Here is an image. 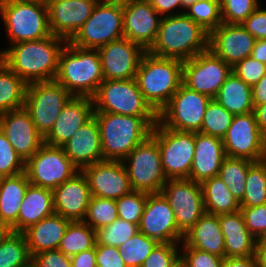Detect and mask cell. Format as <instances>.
Returning a JSON list of instances; mask_svg holds the SVG:
<instances>
[{
  "label": "cell",
  "mask_w": 266,
  "mask_h": 267,
  "mask_svg": "<svg viewBox=\"0 0 266 267\" xmlns=\"http://www.w3.org/2000/svg\"><path fill=\"white\" fill-rule=\"evenodd\" d=\"M67 42L52 34L40 40L12 44L0 52V59L27 84L52 81L57 76L59 57Z\"/></svg>",
  "instance_id": "cell-1"
},
{
  "label": "cell",
  "mask_w": 266,
  "mask_h": 267,
  "mask_svg": "<svg viewBox=\"0 0 266 267\" xmlns=\"http://www.w3.org/2000/svg\"><path fill=\"white\" fill-rule=\"evenodd\" d=\"M209 33L183 13L162 16L155 43L148 52L186 61L208 49Z\"/></svg>",
  "instance_id": "cell-2"
},
{
  "label": "cell",
  "mask_w": 266,
  "mask_h": 267,
  "mask_svg": "<svg viewBox=\"0 0 266 267\" xmlns=\"http://www.w3.org/2000/svg\"><path fill=\"white\" fill-rule=\"evenodd\" d=\"M135 80L145 101L158 114L182 85L183 61L143 55Z\"/></svg>",
  "instance_id": "cell-3"
},
{
  "label": "cell",
  "mask_w": 266,
  "mask_h": 267,
  "mask_svg": "<svg viewBox=\"0 0 266 267\" xmlns=\"http://www.w3.org/2000/svg\"><path fill=\"white\" fill-rule=\"evenodd\" d=\"M55 80L73 96L92 97L104 81L98 50L82 49L67 42L59 57Z\"/></svg>",
  "instance_id": "cell-4"
},
{
  "label": "cell",
  "mask_w": 266,
  "mask_h": 267,
  "mask_svg": "<svg viewBox=\"0 0 266 267\" xmlns=\"http://www.w3.org/2000/svg\"><path fill=\"white\" fill-rule=\"evenodd\" d=\"M93 116L98 123L103 160L122 161L153 129L143 117L106 112H94Z\"/></svg>",
  "instance_id": "cell-5"
},
{
  "label": "cell",
  "mask_w": 266,
  "mask_h": 267,
  "mask_svg": "<svg viewBox=\"0 0 266 267\" xmlns=\"http://www.w3.org/2000/svg\"><path fill=\"white\" fill-rule=\"evenodd\" d=\"M91 98L94 112L143 117L152 127L158 122V114L145 101L135 78L104 80Z\"/></svg>",
  "instance_id": "cell-6"
},
{
  "label": "cell",
  "mask_w": 266,
  "mask_h": 267,
  "mask_svg": "<svg viewBox=\"0 0 266 267\" xmlns=\"http://www.w3.org/2000/svg\"><path fill=\"white\" fill-rule=\"evenodd\" d=\"M0 12L12 44L52 35L45 1L0 0Z\"/></svg>",
  "instance_id": "cell-7"
},
{
  "label": "cell",
  "mask_w": 266,
  "mask_h": 267,
  "mask_svg": "<svg viewBox=\"0 0 266 267\" xmlns=\"http://www.w3.org/2000/svg\"><path fill=\"white\" fill-rule=\"evenodd\" d=\"M122 37L123 0H99L91 16L68 42L82 49L98 50Z\"/></svg>",
  "instance_id": "cell-8"
},
{
  "label": "cell",
  "mask_w": 266,
  "mask_h": 267,
  "mask_svg": "<svg viewBox=\"0 0 266 267\" xmlns=\"http://www.w3.org/2000/svg\"><path fill=\"white\" fill-rule=\"evenodd\" d=\"M151 136L157 141L167 179H188L195 150V132L177 131L159 121Z\"/></svg>",
  "instance_id": "cell-9"
},
{
  "label": "cell",
  "mask_w": 266,
  "mask_h": 267,
  "mask_svg": "<svg viewBox=\"0 0 266 267\" xmlns=\"http://www.w3.org/2000/svg\"><path fill=\"white\" fill-rule=\"evenodd\" d=\"M122 162L127 170L132 191L161 193L168 179L162 168L158 143L151 135L138 144Z\"/></svg>",
  "instance_id": "cell-10"
},
{
  "label": "cell",
  "mask_w": 266,
  "mask_h": 267,
  "mask_svg": "<svg viewBox=\"0 0 266 267\" xmlns=\"http://www.w3.org/2000/svg\"><path fill=\"white\" fill-rule=\"evenodd\" d=\"M73 95L56 80L28 84L24 108L38 132L45 137Z\"/></svg>",
  "instance_id": "cell-11"
},
{
  "label": "cell",
  "mask_w": 266,
  "mask_h": 267,
  "mask_svg": "<svg viewBox=\"0 0 266 267\" xmlns=\"http://www.w3.org/2000/svg\"><path fill=\"white\" fill-rule=\"evenodd\" d=\"M80 171L62 147L43 144L25 161L24 172L30 184L54 190Z\"/></svg>",
  "instance_id": "cell-12"
},
{
  "label": "cell",
  "mask_w": 266,
  "mask_h": 267,
  "mask_svg": "<svg viewBox=\"0 0 266 267\" xmlns=\"http://www.w3.org/2000/svg\"><path fill=\"white\" fill-rule=\"evenodd\" d=\"M211 98L183 84L158 113V121L177 131L199 132Z\"/></svg>",
  "instance_id": "cell-13"
},
{
  "label": "cell",
  "mask_w": 266,
  "mask_h": 267,
  "mask_svg": "<svg viewBox=\"0 0 266 267\" xmlns=\"http://www.w3.org/2000/svg\"><path fill=\"white\" fill-rule=\"evenodd\" d=\"M231 73L232 67L207 49L183 61L182 84L190 90L214 99Z\"/></svg>",
  "instance_id": "cell-14"
},
{
  "label": "cell",
  "mask_w": 266,
  "mask_h": 267,
  "mask_svg": "<svg viewBox=\"0 0 266 267\" xmlns=\"http://www.w3.org/2000/svg\"><path fill=\"white\" fill-rule=\"evenodd\" d=\"M161 193L171 206L178 230L184 235L205 213L200 183L189 179H168Z\"/></svg>",
  "instance_id": "cell-15"
},
{
  "label": "cell",
  "mask_w": 266,
  "mask_h": 267,
  "mask_svg": "<svg viewBox=\"0 0 266 267\" xmlns=\"http://www.w3.org/2000/svg\"><path fill=\"white\" fill-rule=\"evenodd\" d=\"M222 142L227 157L253 162L264 159L266 138L259 130L254 112L234 115Z\"/></svg>",
  "instance_id": "cell-16"
},
{
  "label": "cell",
  "mask_w": 266,
  "mask_h": 267,
  "mask_svg": "<svg viewBox=\"0 0 266 267\" xmlns=\"http://www.w3.org/2000/svg\"><path fill=\"white\" fill-rule=\"evenodd\" d=\"M104 80L135 78L143 55L147 52L139 44L122 37L98 49Z\"/></svg>",
  "instance_id": "cell-17"
},
{
  "label": "cell",
  "mask_w": 266,
  "mask_h": 267,
  "mask_svg": "<svg viewBox=\"0 0 266 267\" xmlns=\"http://www.w3.org/2000/svg\"><path fill=\"white\" fill-rule=\"evenodd\" d=\"M139 231L158 243L179 244L184 236L178 230L174 212L162 193L147 195Z\"/></svg>",
  "instance_id": "cell-18"
},
{
  "label": "cell",
  "mask_w": 266,
  "mask_h": 267,
  "mask_svg": "<svg viewBox=\"0 0 266 267\" xmlns=\"http://www.w3.org/2000/svg\"><path fill=\"white\" fill-rule=\"evenodd\" d=\"M159 16L147 0H123L124 37L148 51L158 34Z\"/></svg>",
  "instance_id": "cell-19"
},
{
  "label": "cell",
  "mask_w": 266,
  "mask_h": 267,
  "mask_svg": "<svg viewBox=\"0 0 266 267\" xmlns=\"http://www.w3.org/2000/svg\"><path fill=\"white\" fill-rule=\"evenodd\" d=\"M82 172L87 177L91 196L117 200L132 191L122 161L102 160L85 167Z\"/></svg>",
  "instance_id": "cell-20"
},
{
  "label": "cell",
  "mask_w": 266,
  "mask_h": 267,
  "mask_svg": "<svg viewBox=\"0 0 266 267\" xmlns=\"http://www.w3.org/2000/svg\"><path fill=\"white\" fill-rule=\"evenodd\" d=\"M0 130L24 162L44 144V137L24 107L0 114Z\"/></svg>",
  "instance_id": "cell-21"
},
{
  "label": "cell",
  "mask_w": 266,
  "mask_h": 267,
  "mask_svg": "<svg viewBox=\"0 0 266 267\" xmlns=\"http://www.w3.org/2000/svg\"><path fill=\"white\" fill-rule=\"evenodd\" d=\"M255 41L241 24L221 23L209 33L208 49L233 67L251 56Z\"/></svg>",
  "instance_id": "cell-22"
},
{
  "label": "cell",
  "mask_w": 266,
  "mask_h": 267,
  "mask_svg": "<svg viewBox=\"0 0 266 267\" xmlns=\"http://www.w3.org/2000/svg\"><path fill=\"white\" fill-rule=\"evenodd\" d=\"M99 0H46L51 34L69 41L91 16Z\"/></svg>",
  "instance_id": "cell-23"
},
{
  "label": "cell",
  "mask_w": 266,
  "mask_h": 267,
  "mask_svg": "<svg viewBox=\"0 0 266 267\" xmlns=\"http://www.w3.org/2000/svg\"><path fill=\"white\" fill-rule=\"evenodd\" d=\"M94 114L91 97L73 96L61 110L44 143L62 147Z\"/></svg>",
  "instance_id": "cell-24"
},
{
  "label": "cell",
  "mask_w": 266,
  "mask_h": 267,
  "mask_svg": "<svg viewBox=\"0 0 266 267\" xmlns=\"http://www.w3.org/2000/svg\"><path fill=\"white\" fill-rule=\"evenodd\" d=\"M90 198L87 177L79 171L53 190L55 213L70 221H83Z\"/></svg>",
  "instance_id": "cell-25"
},
{
  "label": "cell",
  "mask_w": 266,
  "mask_h": 267,
  "mask_svg": "<svg viewBox=\"0 0 266 267\" xmlns=\"http://www.w3.org/2000/svg\"><path fill=\"white\" fill-rule=\"evenodd\" d=\"M71 162L82 171L103 160L101 138L96 118L93 116L62 146Z\"/></svg>",
  "instance_id": "cell-26"
},
{
  "label": "cell",
  "mask_w": 266,
  "mask_h": 267,
  "mask_svg": "<svg viewBox=\"0 0 266 267\" xmlns=\"http://www.w3.org/2000/svg\"><path fill=\"white\" fill-rule=\"evenodd\" d=\"M225 155L221 138L195 132V150L189 180L196 183L218 176Z\"/></svg>",
  "instance_id": "cell-27"
},
{
  "label": "cell",
  "mask_w": 266,
  "mask_h": 267,
  "mask_svg": "<svg viewBox=\"0 0 266 267\" xmlns=\"http://www.w3.org/2000/svg\"><path fill=\"white\" fill-rule=\"evenodd\" d=\"M183 247H192L225 257V240L219 216L205 212L183 236Z\"/></svg>",
  "instance_id": "cell-28"
},
{
  "label": "cell",
  "mask_w": 266,
  "mask_h": 267,
  "mask_svg": "<svg viewBox=\"0 0 266 267\" xmlns=\"http://www.w3.org/2000/svg\"><path fill=\"white\" fill-rule=\"evenodd\" d=\"M70 220L54 213L31 225L23 233L26 236L31 257L42 251L58 249Z\"/></svg>",
  "instance_id": "cell-29"
},
{
  "label": "cell",
  "mask_w": 266,
  "mask_h": 267,
  "mask_svg": "<svg viewBox=\"0 0 266 267\" xmlns=\"http://www.w3.org/2000/svg\"><path fill=\"white\" fill-rule=\"evenodd\" d=\"M29 181L25 172L0 177V221L18 232V215Z\"/></svg>",
  "instance_id": "cell-30"
},
{
  "label": "cell",
  "mask_w": 266,
  "mask_h": 267,
  "mask_svg": "<svg viewBox=\"0 0 266 267\" xmlns=\"http://www.w3.org/2000/svg\"><path fill=\"white\" fill-rule=\"evenodd\" d=\"M55 213L53 191L29 184L18 215V232Z\"/></svg>",
  "instance_id": "cell-31"
},
{
  "label": "cell",
  "mask_w": 266,
  "mask_h": 267,
  "mask_svg": "<svg viewBox=\"0 0 266 267\" xmlns=\"http://www.w3.org/2000/svg\"><path fill=\"white\" fill-rule=\"evenodd\" d=\"M214 99L233 115L247 114L254 111L252 87L233 72L220 87Z\"/></svg>",
  "instance_id": "cell-32"
},
{
  "label": "cell",
  "mask_w": 266,
  "mask_h": 267,
  "mask_svg": "<svg viewBox=\"0 0 266 267\" xmlns=\"http://www.w3.org/2000/svg\"><path fill=\"white\" fill-rule=\"evenodd\" d=\"M201 187L205 212L219 216L240 210V203L219 176L203 181Z\"/></svg>",
  "instance_id": "cell-33"
},
{
  "label": "cell",
  "mask_w": 266,
  "mask_h": 267,
  "mask_svg": "<svg viewBox=\"0 0 266 267\" xmlns=\"http://www.w3.org/2000/svg\"><path fill=\"white\" fill-rule=\"evenodd\" d=\"M28 84L0 59V114L24 107Z\"/></svg>",
  "instance_id": "cell-34"
},
{
  "label": "cell",
  "mask_w": 266,
  "mask_h": 267,
  "mask_svg": "<svg viewBox=\"0 0 266 267\" xmlns=\"http://www.w3.org/2000/svg\"><path fill=\"white\" fill-rule=\"evenodd\" d=\"M96 244V231L84 221H70L58 250L66 256H73Z\"/></svg>",
  "instance_id": "cell-35"
},
{
  "label": "cell",
  "mask_w": 266,
  "mask_h": 267,
  "mask_svg": "<svg viewBox=\"0 0 266 267\" xmlns=\"http://www.w3.org/2000/svg\"><path fill=\"white\" fill-rule=\"evenodd\" d=\"M253 161L243 158L225 157L218 176L229 188L233 197L240 203L245 192L246 178Z\"/></svg>",
  "instance_id": "cell-36"
},
{
  "label": "cell",
  "mask_w": 266,
  "mask_h": 267,
  "mask_svg": "<svg viewBox=\"0 0 266 267\" xmlns=\"http://www.w3.org/2000/svg\"><path fill=\"white\" fill-rule=\"evenodd\" d=\"M31 261L25 234L11 232L0 245V267H31Z\"/></svg>",
  "instance_id": "cell-37"
},
{
  "label": "cell",
  "mask_w": 266,
  "mask_h": 267,
  "mask_svg": "<svg viewBox=\"0 0 266 267\" xmlns=\"http://www.w3.org/2000/svg\"><path fill=\"white\" fill-rule=\"evenodd\" d=\"M266 204V162H254L248 170L245 192L240 207Z\"/></svg>",
  "instance_id": "cell-38"
},
{
  "label": "cell",
  "mask_w": 266,
  "mask_h": 267,
  "mask_svg": "<svg viewBox=\"0 0 266 267\" xmlns=\"http://www.w3.org/2000/svg\"><path fill=\"white\" fill-rule=\"evenodd\" d=\"M157 244L155 239L138 231L133 237L121 244L118 250L127 267H141Z\"/></svg>",
  "instance_id": "cell-39"
},
{
  "label": "cell",
  "mask_w": 266,
  "mask_h": 267,
  "mask_svg": "<svg viewBox=\"0 0 266 267\" xmlns=\"http://www.w3.org/2000/svg\"><path fill=\"white\" fill-rule=\"evenodd\" d=\"M233 116L215 99H211L204 113L199 133L223 139L231 125Z\"/></svg>",
  "instance_id": "cell-40"
},
{
  "label": "cell",
  "mask_w": 266,
  "mask_h": 267,
  "mask_svg": "<svg viewBox=\"0 0 266 267\" xmlns=\"http://www.w3.org/2000/svg\"><path fill=\"white\" fill-rule=\"evenodd\" d=\"M185 9L184 13L208 33L222 23L219 0H198Z\"/></svg>",
  "instance_id": "cell-41"
},
{
  "label": "cell",
  "mask_w": 266,
  "mask_h": 267,
  "mask_svg": "<svg viewBox=\"0 0 266 267\" xmlns=\"http://www.w3.org/2000/svg\"><path fill=\"white\" fill-rule=\"evenodd\" d=\"M118 218L116 200L91 196L83 221L96 231Z\"/></svg>",
  "instance_id": "cell-42"
},
{
  "label": "cell",
  "mask_w": 266,
  "mask_h": 267,
  "mask_svg": "<svg viewBox=\"0 0 266 267\" xmlns=\"http://www.w3.org/2000/svg\"><path fill=\"white\" fill-rule=\"evenodd\" d=\"M139 231L137 224L121 218L96 230V244L119 247Z\"/></svg>",
  "instance_id": "cell-43"
},
{
  "label": "cell",
  "mask_w": 266,
  "mask_h": 267,
  "mask_svg": "<svg viewBox=\"0 0 266 267\" xmlns=\"http://www.w3.org/2000/svg\"><path fill=\"white\" fill-rule=\"evenodd\" d=\"M148 193L131 191L116 200L119 218L139 226L143 214Z\"/></svg>",
  "instance_id": "cell-44"
},
{
  "label": "cell",
  "mask_w": 266,
  "mask_h": 267,
  "mask_svg": "<svg viewBox=\"0 0 266 267\" xmlns=\"http://www.w3.org/2000/svg\"><path fill=\"white\" fill-rule=\"evenodd\" d=\"M222 23L242 24L260 5L258 0H219Z\"/></svg>",
  "instance_id": "cell-45"
},
{
  "label": "cell",
  "mask_w": 266,
  "mask_h": 267,
  "mask_svg": "<svg viewBox=\"0 0 266 267\" xmlns=\"http://www.w3.org/2000/svg\"><path fill=\"white\" fill-rule=\"evenodd\" d=\"M24 165L25 162L0 130V177L18 175L24 172Z\"/></svg>",
  "instance_id": "cell-46"
},
{
  "label": "cell",
  "mask_w": 266,
  "mask_h": 267,
  "mask_svg": "<svg viewBox=\"0 0 266 267\" xmlns=\"http://www.w3.org/2000/svg\"><path fill=\"white\" fill-rule=\"evenodd\" d=\"M225 257H248L255 255L257 239L252 234L223 235Z\"/></svg>",
  "instance_id": "cell-47"
},
{
  "label": "cell",
  "mask_w": 266,
  "mask_h": 267,
  "mask_svg": "<svg viewBox=\"0 0 266 267\" xmlns=\"http://www.w3.org/2000/svg\"><path fill=\"white\" fill-rule=\"evenodd\" d=\"M176 243H158L141 267H172L180 258Z\"/></svg>",
  "instance_id": "cell-48"
},
{
  "label": "cell",
  "mask_w": 266,
  "mask_h": 267,
  "mask_svg": "<svg viewBox=\"0 0 266 267\" xmlns=\"http://www.w3.org/2000/svg\"><path fill=\"white\" fill-rule=\"evenodd\" d=\"M240 212L249 232L257 239L266 235V204L255 207H241Z\"/></svg>",
  "instance_id": "cell-49"
},
{
  "label": "cell",
  "mask_w": 266,
  "mask_h": 267,
  "mask_svg": "<svg viewBox=\"0 0 266 267\" xmlns=\"http://www.w3.org/2000/svg\"><path fill=\"white\" fill-rule=\"evenodd\" d=\"M232 72L252 87L266 74V64L250 56L236 63Z\"/></svg>",
  "instance_id": "cell-50"
},
{
  "label": "cell",
  "mask_w": 266,
  "mask_h": 267,
  "mask_svg": "<svg viewBox=\"0 0 266 267\" xmlns=\"http://www.w3.org/2000/svg\"><path fill=\"white\" fill-rule=\"evenodd\" d=\"M180 255L187 267H222L224 257L211 254L192 247H183Z\"/></svg>",
  "instance_id": "cell-51"
},
{
  "label": "cell",
  "mask_w": 266,
  "mask_h": 267,
  "mask_svg": "<svg viewBox=\"0 0 266 267\" xmlns=\"http://www.w3.org/2000/svg\"><path fill=\"white\" fill-rule=\"evenodd\" d=\"M31 267H72V265L69 256L55 249L33 255Z\"/></svg>",
  "instance_id": "cell-52"
},
{
  "label": "cell",
  "mask_w": 266,
  "mask_h": 267,
  "mask_svg": "<svg viewBox=\"0 0 266 267\" xmlns=\"http://www.w3.org/2000/svg\"><path fill=\"white\" fill-rule=\"evenodd\" d=\"M97 267H127L118 247L96 244Z\"/></svg>",
  "instance_id": "cell-53"
},
{
  "label": "cell",
  "mask_w": 266,
  "mask_h": 267,
  "mask_svg": "<svg viewBox=\"0 0 266 267\" xmlns=\"http://www.w3.org/2000/svg\"><path fill=\"white\" fill-rule=\"evenodd\" d=\"M241 25L256 40L266 39V9L258 6Z\"/></svg>",
  "instance_id": "cell-54"
},
{
  "label": "cell",
  "mask_w": 266,
  "mask_h": 267,
  "mask_svg": "<svg viewBox=\"0 0 266 267\" xmlns=\"http://www.w3.org/2000/svg\"><path fill=\"white\" fill-rule=\"evenodd\" d=\"M219 222L223 235L251 234L244 223L240 212L219 215Z\"/></svg>",
  "instance_id": "cell-55"
},
{
  "label": "cell",
  "mask_w": 266,
  "mask_h": 267,
  "mask_svg": "<svg viewBox=\"0 0 266 267\" xmlns=\"http://www.w3.org/2000/svg\"><path fill=\"white\" fill-rule=\"evenodd\" d=\"M70 258L72 267H97L96 244L93 248L75 254Z\"/></svg>",
  "instance_id": "cell-56"
},
{
  "label": "cell",
  "mask_w": 266,
  "mask_h": 267,
  "mask_svg": "<svg viewBox=\"0 0 266 267\" xmlns=\"http://www.w3.org/2000/svg\"><path fill=\"white\" fill-rule=\"evenodd\" d=\"M154 9L158 12L160 17L168 16L174 8L182 7L181 0H147ZM166 13V14H165ZM165 14V15H164Z\"/></svg>",
  "instance_id": "cell-57"
},
{
  "label": "cell",
  "mask_w": 266,
  "mask_h": 267,
  "mask_svg": "<svg viewBox=\"0 0 266 267\" xmlns=\"http://www.w3.org/2000/svg\"><path fill=\"white\" fill-rule=\"evenodd\" d=\"M252 102L254 108L266 103V74L252 86Z\"/></svg>",
  "instance_id": "cell-58"
},
{
  "label": "cell",
  "mask_w": 266,
  "mask_h": 267,
  "mask_svg": "<svg viewBox=\"0 0 266 267\" xmlns=\"http://www.w3.org/2000/svg\"><path fill=\"white\" fill-rule=\"evenodd\" d=\"M222 267H258L255 255L248 257L226 258L222 263Z\"/></svg>",
  "instance_id": "cell-59"
},
{
  "label": "cell",
  "mask_w": 266,
  "mask_h": 267,
  "mask_svg": "<svg viewBox=\"0 0 266 267\" xmlns=\"http://www.w3.org/2000/svg\"><path fill=\"white\" fill-rule=\"evenodd\" d=\"M251 57L266 64V39L255 41Z\"/></svg>",
  "instance_id": "cell-60"
},
{
  "label": "cell",
  "mask_w": 266,
  "mask_h": 267,
  "mask_svg": "<svg viewBox=\"0 0 266 267\" xmlns=\"http://www.w3.org/2000/svg\"><path fill=\"white\" fill-rule=\"evenodd\" d=\"M254 115L261 134L266 138V103L254 108Z\"/></svg>",
  "instance_id": "cell-61"
},
{
  "label": "cell",
  "mask_w": 266,
  "mask_h": 267,
  "mask_svg": "<svg viewBox=\"0 0 266 267\" xmlns=\"http://www.w3.org/2000/svg\"><path fill=\"white\" fill-rule=\"evenodd\" d=\"M255 258L258 267H266V244L261 239L256 242Z\"/></svg>",
  "instance_id": "cell-62"
},
{
  "label": "cell",
  "mask_w": 266,
  "mask_h": 267,
  "mask_svg": "<svg viewBox=\"0 0 266 267\" xmlns=\"http://www.w3.org/2000/svg\"><path fill=\"white\" fill-rule=\"evenodd\" d=\"M12 232V229L5 223L0 221V245L7 238V236Z\"/></svg>",
  "instance_id": "cell-63"
},
{
  "label": "cell",
  "mask_w": 266,
  "mask_h": 267,
  "mask_svg": "<svg viewBox=\"0 0 266 267\" xmlns=\"http://www.w3.org/2000/svg\"><path fill=\"white\" fill-rule=\"evenodd\" d=\"M196 1H198V0H181L182 7L185 9L189 5L194 4Z\"/></svg>",
  "instance_id": "cell-64"
},
{
  "label": "cell",
  "mask_w": 266,
  "mask_h": 267,
  "mask_svg": "<svg viewBox=\"0 0 266 267\" xmlns=\"http://www.w3.org/2000/svg\"><path fill=\"white\" fill-rule=\"evenodd\" d=\"M172 267H187V265L182 261L181 258H179Z\"/></svg>",
  "instance_id": "cell-65"
},
{
  "label": "cell",
  "mask_w": 266,
  "mask_h": 267,
  "mask_svg": "<svg viewBox=\"0 0 266 267\" xmlns=\"http://www.w3.org/2000/svg\"><path fill=\"white\" fill-rule=\"evenodd\" d=\"M6 1H46V0H6Z\"/></svg>",
  "instance_id": "cell-66"
},
{
  "label": "cell",
  "mask_w": 266,
  "mask_h": 267,
  "mask_svg": "<svg viewBox=\"0 0 266 267\" xmlns=\"http://www.w3.org/2000/svg\"><path fill=\"white\" fill-rule=\"evenodd\" d=\"M261 240L266 244V235Z\"/></svg>",
  "instance_id": "cell-67"
},
{
  "label": "cell",
  "mask_w": 266,
  "mask_h": 267,
  "mask_svg": "<svg viewBox=\"0 0 266 267\" xmlns=\"http://www.w3.org/2000/svg\"><path fill=\"white\" fill-rule=\"evenodd\" d=\"M263 160L266 162V150H265V154H264V159Z\"/></svg>",
  "instance_id": "cell-68"
}]
</instances>
